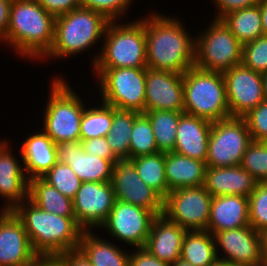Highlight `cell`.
<instances>
[{
    "instance_id": "28",
    "label": "cell",
    "mask_w": 267,
    "mask_h": 266,
    "mask_svg": "<svg viewBox=\"0 0 267 266\" xmlns=\"http://www.w3.org/2000/svg\"><path fill=\"white\" fill-rule=\"evenodd\" d=\"M28 199L44 211L64 217H75L72 199L62 195L42 178L29 180Z\"/></svg>"
},
{
    "instance_id": "27",
    "label": "cell",
    "mask_w": 267,
    "mask_h": 266,
    "mask_svg": "<svg viewBox=\"0 0 267 266\" xmlns=\"http://www.w3.org/2000/svg\"><path fill=\"white\" fill-rule=\"evenodd\" d=\"M95 233L93 230L83 231L79 243L92 266H129L130 252Z\"/></svg>"
},
{
    "instance_id": "13",
    "label": "cell",
    "mask_w": 267,
    "mask_h": 266,
    "mask_svg": "<svg viewBox=\"0 0 267 266\" xmlns=\"http://www.w3.org/2000/svg\"><path fill=\"white\" fill-rule=\"evenodd\" d=\"M111 184L116 200L133 204L162 215L164 199L142 181L134 165V158H117L112 172Z\"/></svg>"
},
{
    "instance_id": "47",
    "label": "cell",
    "mask_w": 267,
    "mask_h": 266,
    "mask_svg": "<svg viewBox=\"0 0 267 266\" xmlns=\"http://www.w3.org/2000/svg\"><path fill=\"white\" fill-rule=\"evenodd\" d=\"M11 4L12 0H0V44L6 40Z\"/></svg>"
},
{
    "instance_id": "6",
    "label": "cell",
    "mask_w": 267,
    "mask_h": 266,
    "mask_svg": "<svg viewBox=\"0 0 267 266\" xmlns=\"http://www.w3.org/2000/svg\"><path fill=\"white\" fill-rule=\"evenodd\" d=\"M46 108L44 107L41 129L54 143L80 140L81 117L86 102L69 86L65 77L54 75ZM73 88V89H72Z\"/></svg>"
},
{
    "instance_id": "45",
    "label": "cell",
    "mask_w": 267,
    "mask_h": 266,
    "mask_svg": "<svg viewBox=\"0 0 267 266\" xmlns=\"http://www.w3.org/2000/svg\"><path fill=\"white\" fill-rule=\"evenodd\" d=\"M129 266H171L152 255L145 247L130 251Z\"/></svg>"
},
{
    "instance_id": "2",
    "label": "cell",
    "mask_w": 267,
    "mask_h": 266,
    "mask_svg": "<svg viewBox=\"0 0 267 266\" xmlns=\"http://www.w3.org/2000/svg\"><path fill=\"white\" fill-rule=\"evenodd\" d=\"M55 17L36 0H12L6 40L16 55L40 61L52 48ZM36 59V60H35Z\"/></svg>"
},
{
    "instance_id": "42",
    "label": "cell",
    "mask_w": 267,
    "mask_h": 266,
    "mask_svg": "<svg viewBox=\"0 0 267 266\" xmlns=\"http://www.w3.org/2000/svg\"><path fill=\"white\" fill-rule=\"evenodd\" d=\"M83 149L87 154L96 155L115 164L117 156L112 152L110 145L105 137L91 138L81 141Z\"/></svg>"
},
{
    "instance_id": "52",
    "label": "cell",
    "mask_w": 267,
    "mask_h": 266,
    "mask_svg": "<svg viewBox=\"0 0 267 266\" xmlns=\"http://www.w3.org/2000/svg\"><path fill=\"white\" fill-rule=\"evenodd\" d=\"M171 266H193L191 263L182 260L181 258L176 260Z\"/></svg>"
},
{
    "instance_id": "44",
    "label": "cell",
    "mask_w": 267,
    "mask_h": 266,
    "mask_svg": "<svg viewBox=\"0 0 267 266\" xmlns=\"http://www.w3.org/2000/svg\"><path fill=\"white\" fill-rule=\"evenodd\" d=\"M48 13L54 17L66 14L81 7V0H36Z\"/></svg>"
},
{
    "instance_id": "19",
    "label": "cell",
    "mask_w": 267,
    "mask_h": 266,
    "mask_svg": "<svg viewBox=\"0 0 267 266\" xmlns=\"http://www.w3.org/2000/svg\"><path fill=\"white\" fill-rule=\"evenodd\" d=\"M10 141L0 139V197L5 201L0 208L5 211L13 210L27 200L29 190L23 161L13 155Z\"/></svg>"
},
{
    "instance_id": "25",
    "label": "cell",
    "mask_w": 267,
    "mask_h": 266,
    "mask_svg": "<svg viewBox=\"0 0 267 266\" xmlns=\"http://www.w3.org/2000/svg\"><path fill=\"white\" fill-rule=\"evenodd\" d=\"M249 225V198L240 195L213 197L207 231L212 235Z\"/></svg>"
},
{
    "instance_id": "14",
    "label": "cell",
    "mask_w": 267,
    "mask_h": 266,
    "mask_svg": "<svg viewBox=\"0 0 267 266\" xmlns=\"http://www.w3.org/2000/svg\"><path fill=\"white\" fill-rule=\"evenodd\" d=\"M116 201L111 181L83 182L72 199L77 224L92 231L104 223Z\"/></svg>"
},
{
    "instance_id": "53",
    "label": "cell",
    "mask_w": 267,
    "mask_h": 266,
    "mask_svg": "<svg viewBox=\"0 0 267 266\" xmlns=\"http://www.w3.org/2000/svg\"><path fill=\"white\" fill-rule=\"evenodd\" d=\"M211 266H236V265L229 263L227 261L217 260Z\"/></svg>"
},
{
    "instance_id": "51",
    "label": "cell",
    "mask_w": 267,
    "mask_h": 266,
    "mask_svg": "<svg viewBox=\"0 0 267 266\" xmlns=\"http://www.w3.org/2000/svg\"><path fill=\"white\" fill-rule=\"evenodd\" d=\"M262 78L264 98L267 100V72L262 74Z\"/></svg>"
},
{
    "instance_id": "46",
    "label": "cell",
    "mask_w": 267,
    "mask_h": 266,
    "mask_svg": "<svg viewBox=\"0 0 267 266\" xmlns=\"http://www.w3.org/2000/svg\"><path fill=\"white\" fill-rule=\"evenodd\" d=\"M64 266H92L88 257L78 247L59 254Z\"/></svg>"
},
{
    "instance_id": "7",
    "label": "cell",
    "mask_w": 267,
    "mask_h": 266,
    "mask_svg": "<svg viewBox=\"0 0 267 266\" xmlns=\"http://www.w3.org/2000/svg\"><path fill=\"white\" fill-rule=\"evenodd\" d=\"M184 113L211 122L231 117L222 72L196 66L183 74Z\"/></svg>"
},
{
    "instance_id": "37",
    "label": "cell",
    "mask_w": 267,
    "mask_h": 266,
    "mask_svg": "<svg viewBox=\"0 0 267 266\" xmlns=\"http://www.w3.org/2000/svg\"><path fill=\"white\" fill-rule=\"evenodd\" d=\"M240 166L258 182H267V142L251 141Z\"/></svg>"
},
{
    "instance_id": "9",
    "label": "cell",
    "mask_w": 267,
    "mask_h": 266,
    "mask_svg": "<svg viewBox=\"0 0 267 266\" xmlns=\"http://www.w3.org/2000/svg\"><path fill=\"white\" fill-rule=\"evenodd\" d=\"M209 23L210 26L195 36L194 66L207 71L224 72L242 64L243 44L222 20L212 19Z\"/></svg>"
},
{
    "instance_id": "1",
    "label": "cell",
    "mask_w": 267,
    "mask_h": 266,
    "mask_svg": "<svg viewBox=\"0 0 267 266\" xmlns=\"http://www.w3.org/2000/svg\"><path fill=\"white\" fill-rule=\"evenodd\" d=\"M148 13L140 18L145 24L147 68L183 75L194 66L195 36L176 16Z\"/></svg>"
},
{
    "instance_id": "35",
    "label": "cell",
    "mask_w": 267,
    "mask_h": 266,
    "mask_svg": "<svg viewBox=\"0 0 267 266\" xmlns=\"http://www.w3.org/2000/svg\"><path fill=\"white\" fill-rule=\"evenodd\" d=\"M131 132L129 157L159 153L151 123L143 113L134 120Z\"/></svg>"
},
{
    "instance_id": "15",
    "label": "cell",
    "mask_w": 267,
    "mask_h": 266,
    "mask_svg": "<svg viewBox=\"0 0 267 266\" xmlns=\"http://www.w3.org/2000/svg\"><path fill=\"white\" fill-rule=\"evenodd\" d=\"M222 74L231 117H243L265 100L262 73L239 64Z\"/></svg>"
},
{
    "instance_id": "38",
    "label": "cell",
    "mask_w": 267,
    "mask_h": 266,
    "mask_svg": "<svg viewBox=\"0 0 267 266\" xmlns=\"http://www.w3.org/2000/svg\"><path fill=\"white\" fill-rule=\"evenodd\" d=\"M249 225L260 233L267 229V182H258L249 196Z\"/></svg>"
},
{
    "instance_id": "33",
    "label": "cell",
    "mask_w": 267,
    "mask_h": 266,
    "mask_svg": "<svg viewBox=\"0 0 267 266\" xmlns=\"http://www.w3.org/2000/svg\"><path fill=\"white\" fill-rule=\"evenodd\" d=\"M134 165L142 181L165 199L168 195L165 153L137 156L134 158Z\"/></svg>"
},
{
    "instance_id": "34",
    "label": "cell",
    "mask_w": 267,
    "mask_h": 266,
    "mask_svg": "<svg viewBox=\"0 0 267 266\" xmlns=\"http://www.w3.org/2000/svg\"><path fill=\"white\" fill-rule=\"evenodd\" d=\"M112 126V106L101 102L84 109L80 124V140L106 137Z\"/></svg>"
},
{
    "instance_id": "16",
    "label": "cell",
    "mask_w": 267,
    "mask_h": 266,
    "mask_svg": "<svg viewBox=\"0 0 267 266\" xmlns=\"http://www.w3.org/2000/svg\"><path fill=\"white\" fill-rule=\"evenodd\" d=\"M213 236L218 260L236 266H263L260 232L250 225L217 232Z\"/></svg>"
},
{
    "instance_id": "41",
    "label": "cell",
    "mask_w": 267,
    "mask_h": 266,
    "mask_svg": "<svg viewBox=\"0 0 267 266\" xmlns=\"http://www.w3.org/2000/svg\"><path fill=\"white\" fill-rule=\"evenodd\" d=\"M253 141L267 142V100L243 116Z\"/></svg>"
},
{
    "instance_id": "5",
    "label": "cell",
    "mask_w": 267,
    "mask_h": 266,
    "mask_svg": "<svg viewBox=\"0 0 267 266\" xmlns=\"http://www.w3.org/2000/svg\"><path fill=\"white\" fill-rule=\"evenodd\" d=\"M100 49L91 55L93 68H147L145 24L139 18L110 21Z\"/></svg>"
},
{
    "instance_id": "36",
    "label": "cell",
    "mask_w": 267,
    "mask_h": 266,
    "mask_svg": "<svg viewBox=\"0 0 267 266\" xmlns=\"http://www.w3.org/2000/svg\"><path fill=\"white\" fill-rule=\"evenodd\" d=\"M41 178L70 199L75 197L83 183L71 167L62 162L53 165Z\"/></svg>"
},
{
    "instance_id": "48",
    "label": "cell",
    "mask_w": 267,
    "mask_h": 266,
    "mask_svg": "<svg viewBox=\"0 0 267 266\" xmlns=\"http://www.w3.org/2000/svg\"><path fill=\"white\" fill-rule=\"evenodd\" d=\"M25 266H64L59 255H37Z\"/></svg>"
},
{
    "instance_id": "39",
    "label": "cell",
    "mask_w": 267,
    "mask_h": 266,
    "mask_svg": "<svg viewBox=\"0 0 267 266\" xmlns=\"http://www.w3.org/2000/svg\"><path fill=\"white\" fill-rule=\"evenodd\" d=\"M242 64L255 72H267V36L243 44Z\"/></svg>"
},
{
    "instance_id": "12",
    "label": "cell",
    "mask_w": 267,
    "mask_h": 266,
    "mask_svg": "<svg viewBox=\"0 0 267 266\" xmlns=\"http://www.w3.org/2000/svg\"><path fill=\"white\" fill-rule=\"evenodd\" d=\"M155 217L148 209L116 200L98 230H105L111 239L133 246L131 248L144 247Z\"/></svg>"
},
{
    "instance_id": "32",
    "label": "cell",
    "mask_w": 267,
    "mask_h": 266,
    "mask_svg": "<svg viewBox=\"0 0 267 266\" xmlns=\"http://www.w3.org/2000/svg\"><path fill=\"white\" fill-rule=\"evenodd\" d=\"M184 112L152 110L143 114L149 119L159 152H172L176 144L177 127Z\"/></svg>"
},
{
    "instance_id": "20",
    "label": "cell",
    "mask_w": 267,
    "mask_h": 266,
    "mask_svg": "<svg viewBox=\"0 0 267 266\" xmlns=\"http://www.w3.org/2000/svg\"><path fill=\"white\" fill-rule=\"evenodd\" d=\"M57 161L67 164L82 182H109L112 178L114 164L87 154L81 140L56 144Z\"/></svg>"
},
{
    "instance_id": "40",
    "label": "cell",
    "mask_w": 267,
    "mask_h": 266,
    "mask_svg": "<svg viewBox=\"0 0 267 266\" xmlns=\"http://www.w3.org/2000/svg\"><path fill=\"white\" fill-rule=\"evenodd\" d=\"M134 0H81V7L103 14L110 21H120Z\"/></svg>"
},
{
    "instance_id": "29",
    "label": "cell",
    "mask_w": 267,
    "mask_h": 266,
    "mask_svg": "<svg viewBox=\"0 0 267 266\" xmlns=\"http://www.w3.org/2000/svg\"><path fill=\"white\" fill-rule=\"evenodd\" d=\"M180 258L193 266H211L218 260L214 236L209 231H186Z\"/></svg>"
},
{
    "instance_id": "49",
    "label": "cell",
    "mask_w": 267,
    "mask_h": 266,
    "mask_svg": "<svg viewBox=\"0 0 267 266\" xmlns=\"http://www.w3.org/2000/svg\"><path fill=\"white\" fill-rule=\"evenodd\" d=\"M258 5L262 17L263 36H267V0H260Z\"/></svg>"
},
{
    "instance_id": "3",
    "label": "cell",
    "mask_w": 267,
    "mask_h": 266,
    "mask_svg": "<svg viewBox=\"0 0 267 266\" xmlns=\"http://www.w3.org/2000/svg\"><path fill=\"white\" fill-rule=\"evenodd\" d=\"M22 221L37 255H59L78 248L83 229L75 217H64L40 209L29 199L13 210Z\"/></svg>"
},
{
    "instance_id": "21",
    "label": "cell",
    "mask_w": 267,
    "mask_h": 266,
    "mask_svg": "<svg viewBox=\"0 0 267 266\" xmlns=\"http://www.w3.org/2000/svg\"><path fill=\"white\" fill-rule=\"evenodd\" d=\"M186 230L165 215L154 218L145 248L161 261L173 264L180 259Z\"/></svg>"
},
{
    "instance_id": "4",
    "label": "cell",
    "mask_w": 267,
    "mask_h": 266,
    "mask_svg": "<svg viewBox=\"0 0 267 266\" xmlns=\"http://www.w3.org/2000/svg\"><path fill=\"white\" fill-rule=\"evenodd\" d=\"M109 22L103 14L84 7L55 17L54 42L41 60H64L87 50L89 53L90 47L103 41Z\"/></svg>"
},
{
    "instance_id": "50",
    "label": "cell",
    "mask_w": 267,
    "mask_h": 266,
    "mask_svg": "<svg viewBox=\"0 0 267 266\" xmlns=\"http://www.w3.org/2000/svg\"><path fill=\"white\" fill-rule=\"evenodd\" d=\"M262 247V263L267 266V229L260 233Z\"/></svg>"
},
{
    "instance_id": "17",
    "label": "cell",
    "mask_w": 267,
    "mask_h": 266,
    "mask_svg": "<svg viewBox=\"0 0 267 266\" xmlns=\"http://www.w3.org/2000/svg\"><path fill=\"white\" fill-rule=\"evenodd\" d=\"M145 112H184L183 75L146 68Z\"/></svg>"
},
{
    "instance_id": "43",
    "label": "cell",
    "mask_w": 267,
    "mask_h": 266,
    "mask_svg": "<svg viewBox=\"0 0 267 266\" xmlns=\"http://www.w3.org/2000/svg\"><path fill=\"white\" fill-rule=\"evenodd\" d=\"M212 2L217 9L214 19L221 20L231 12L259 4L260 0H212Z\"/></svg>"
},
{
    "instance_id": "18",
    "label": "cell",
    "mask_w": 267,
    "mask_h": 266,
    "mask_svg": "<svg viewBox=\"0 0 267 266\" xmlns=\"http://www.w3.org/2000/svg\"><path fill=\"white\" fill-rule=\"evenodd\" d=\"M36 256L22 221L12 210H1L0 266H25Z\"/></svg>"
},
{
    "instance_id": "31",
    "label": "cell",
    "mask_w": 267,
    "mask_h": 266,
    "mask_svg": "<svg viewBox=\"0 0 267 266\" xmlns=\"http://www.w3.org/2000/svg\"><path fill=\"white\" fill-rule=\"evenodd\" d=\"M140 114L133 110H121L112 106V126L105 138L118 158L129 157L131 131L134 120Z\"/></svg>"
},
{
    "instance_id": "26",
    "label": "cell",
    "mask_w": 267,
    "mask_h": 266,
    "mask_svg": "<svg viewBox=\"0 0 267 266\" xmlns=\"http://www.w3.org/2000/svg\"><path fill=\"white\" fill-rule=\"evenodd\" d=\"M206 163L175 152L165 153L168 193L184 187L204 186Z\"/></svg>"
},
{
    "instance_id": "23",
    "label": "cell",
    "mask_w": 267,
    "mask_h": 266,
    "mask_svg": "<svg viewBox=\"0 0 267 266\" xmlns=\"http://www.w3.org/2000/svg\"><path fill=\"white\" fill-rule=\"evenodd\" d=\"M212 122L183 113L177 127L174 151L206 163Z\"/></svg>"
},
{
    "instance_id": "24",
    "label": "cell",
    "mask_w": 267,
    "mask_h": 266,
    "mask_svg": "<svg viewBox=\"0 0 267 266\" xmlns=\"http://www.w3.org/2000/svg\"><path fill=\"white\" fill-rule=\"evenodd\" d=\"M20 145V159L28 180L41 178L58 162L56 143L41 129L33 131Z\"/></svg>"
},
{
    "instance_id": "10",
    "label": "cell",
    "mask_w": 267,
    "mask_h": 266,
    "mask_svg": "<svg viewBox=\"0 0 267 266\" xmlns=\"http://www.w3.org/2000/svg\"><path fill=\"white\" fill-rule=\"evenodd\" d=\"M252 141L243 117H229L212 122L206 167L240 165Z\"/></svg>"
},
{
    "instance_id": "30",
    "label": "cell",
    "mask_w": 267,
    "mask_h": 266,
    "mask_svg": "<svg viewBox=\"0 0 267 266\" xmlns=\"http://www.w3.org/2000/svg\"><path fill=\"white\" fill-rule=\"evenodd\" d=\"M221 20L242 44L263 36L262 17L258 4L231 12Z\"/></svg>"
},
{
    "instance_id": "22",
    "label": "cell",
    "mask_w": 267,
    "mask_h": 266,
    "mask_svg": "<svg viewBox=\"0 0 267 266\" xmlns=\"http://www.w3.org/2000/svg\"><path fill=\"white\" fill-rule=\"evenodd\" d=\"M258 181L240 165L231 167H206L205 189L212 197L224 195L250 196Z\"/></svg>"
},
{
    "instance_id": "11",
    "label": "cell",
    "mask_w": 267,
    "mask_h": 266,
    "mask_svg": "<svg viewBox=\"0 0 267 266\" xmlns=\"http://www.w3.org/2000/svg\"><path fill=\"white\" fill-rule=\"evenodd\" d=\"M212 198L204 186L172 190L164 199L163 215L186 231H207Z\"/></svg>"
},
{
    "instance_id": "8",
    "label": "cell",
    "mask_w": 267,
    "mask_h": 266,
    "mask_svg": "<svg viewBox=\"0 0 267 266\" xmlns=\"http://www.w3.org/2000/svg\"><path fill=\"white\" fill-rule=\"evenodd\" d=\"M100 100L121 110L145 112L146 68H92ZM99 86V87H98Z\"/></svg>"
}]
</instances>
